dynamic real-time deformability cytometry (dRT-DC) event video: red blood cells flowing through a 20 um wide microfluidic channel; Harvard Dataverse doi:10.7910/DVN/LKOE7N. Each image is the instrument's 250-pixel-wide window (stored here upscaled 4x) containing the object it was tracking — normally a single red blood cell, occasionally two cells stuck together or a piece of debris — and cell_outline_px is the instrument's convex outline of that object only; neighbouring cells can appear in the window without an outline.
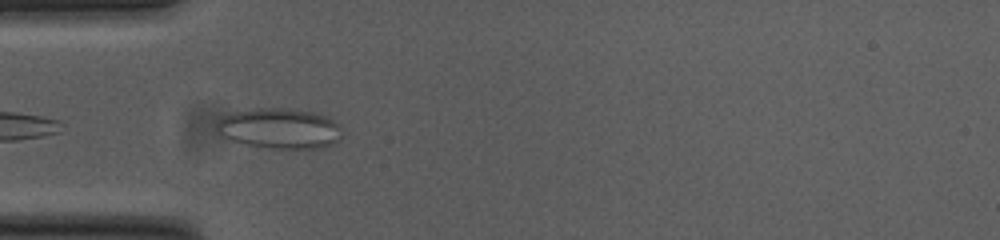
{"species": "common noctule bat (a hibernating species)", "species_latin": "Nyctalus noctula", "temperature_condition": "cold", "stored_images_in_passage": 8, "camera_frame_rate_fps": 3000, "um_per_image_px": 0.085, "animal": {"sex": "female", "body_mass_g": 23.0, "forearm_length_mm": 53.4}, "frame": {"image": 1, "passage_image": 2, "time_ms": 0.333, "image_size_px": [1000, 240], "cell_outline_px": [[340, 140], [332, 144], [316, 148], [268, 148], [248, 144], [232, 140], [224, 136], [216, 128], [216, 124], [224, 116], [236, 112], [256, 108], [288, 108], [312, 112], [324, 116], [332, 120], [336, 124]], "centroid_in_image_um": [23.74, 10.91], "position_along_channel_um": 61.3, "area_um2": 28.73}}